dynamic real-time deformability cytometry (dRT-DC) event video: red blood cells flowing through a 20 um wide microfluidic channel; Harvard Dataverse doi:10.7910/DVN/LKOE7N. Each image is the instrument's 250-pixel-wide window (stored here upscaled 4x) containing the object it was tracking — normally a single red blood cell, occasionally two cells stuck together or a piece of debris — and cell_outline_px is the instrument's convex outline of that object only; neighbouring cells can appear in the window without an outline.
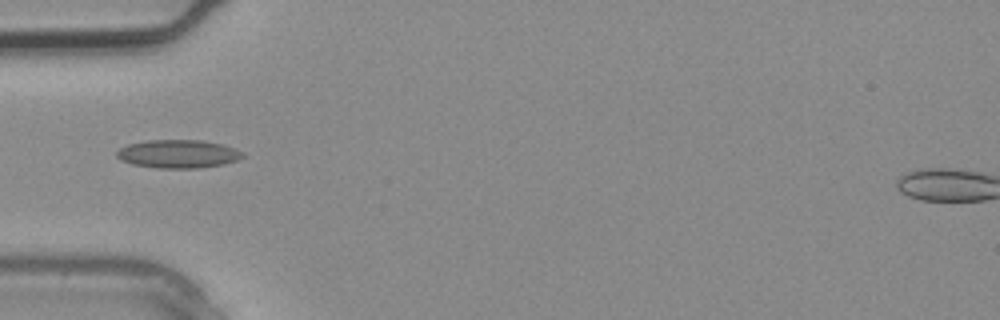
{"species": "common noctule bat (a hibernating species)", "species_latin": "Nyctalus noctula", "temperature_condition": "warm", "stored_images_in_passage": 2, "camera_frame_rate_fps": 3000, "um_per_image_px": 0.085, "animal": {"sex": "male", "body_mass_g": 20.4}, "frame": {"image": 1, "passage_image": 2, "time_ms": 0.333, "image_size_px": [1000, 320], "cell_outline_px": [[244, 156], [236, 160], [224, 164], [196, 168], [156, 168], [132, 164], [120, 160], [116, 156], [116, 152], [120, 148], [128, 144], [144, 140], [204, 140], [224, 144], [236, 148], [244, 152]], "centroid_in_image_um": [15.14, 13.07], "position_along_channel_um": 69.9, "area_um2": 20.98}}